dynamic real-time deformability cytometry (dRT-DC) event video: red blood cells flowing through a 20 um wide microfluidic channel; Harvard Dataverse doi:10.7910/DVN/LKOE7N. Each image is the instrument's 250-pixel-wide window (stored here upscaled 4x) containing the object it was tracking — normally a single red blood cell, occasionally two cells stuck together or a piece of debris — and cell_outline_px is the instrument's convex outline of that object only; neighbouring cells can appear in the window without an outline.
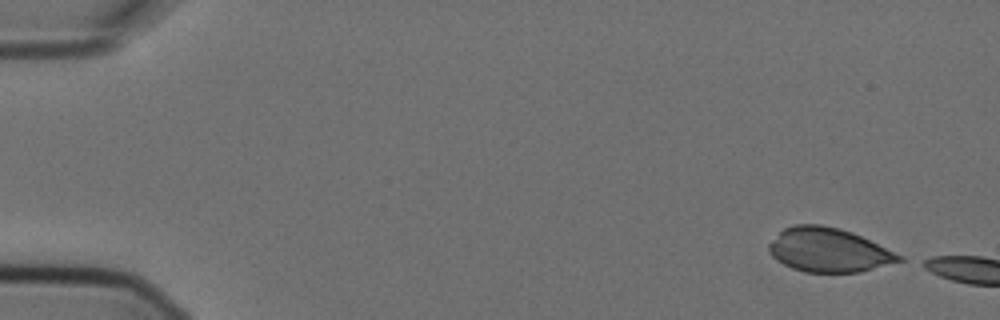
{"species": "Egyptian fruit bat (a non-hibernating species)", "species_latin": "Rousettus aegyptiacus", "temperature_condition": "cold", "stored_images_in_passage": 5, "camera_frame_rate_fps": 3000, "um_per_image_px": 0.085, "animal": {"sex": "female"}, "frame": {"image": 1, "passage_image": 1, "time_ms": 0.0, "image_size_px": [1000, 320], "cell_outline_px": [[904, 260], [860, 272], [804, 272], [792, 268], [776, 260], [768, 252], [768, 244], [784, 228], [796, 224], [820, 224], [840, 228], [852, 232], [904, 256]], "centroid_in_image_um": [70.42, 21.25], "position_along_channel_um": 14.6, "area_um2": 33.35}}